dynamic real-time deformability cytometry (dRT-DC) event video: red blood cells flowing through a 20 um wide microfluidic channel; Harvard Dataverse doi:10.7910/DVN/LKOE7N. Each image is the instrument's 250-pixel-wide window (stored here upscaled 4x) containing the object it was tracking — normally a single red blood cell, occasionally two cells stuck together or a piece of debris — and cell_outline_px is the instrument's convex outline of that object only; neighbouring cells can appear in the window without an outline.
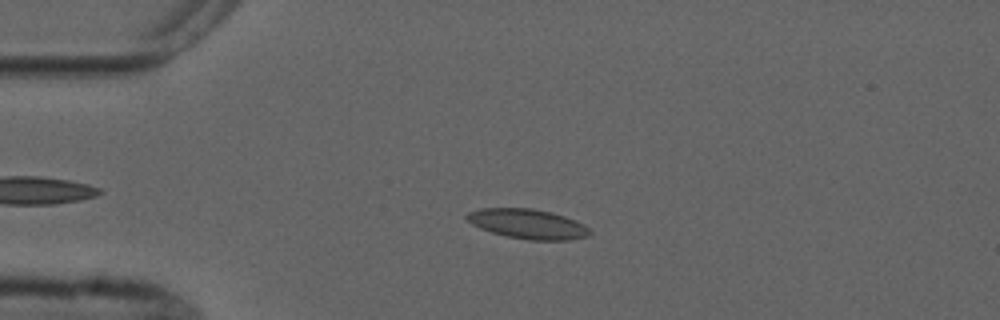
{"species": "common noctule bat (a hibernating species)", "species_latin": "Nyctalus noctula", "temperature_condition": "cold", "stored_images_in_passage": 3, "camera_frame_rate_fps": 3000, "um_per_image_px": 0.085, "animal": {"sex": "male", "forearm_length_mm": 52.5}, "frame": {"image": 1, "passage_image": 3, "time_ms": 2.333, "image_size_px": [1000, 320], "cell_outline_px": [[592, 232], [588, 236], [568, 240], [528, 240], [508, 236], [492, 232], [480, 228], [472, 224], [464, 216], [468, 212], [480, 208], [532, 208], [552, 212], [576, 220], [584, 224]], "centroid_in_image_um": [44.87, 19.02], "position_along_channel_um": 40.1, "area_um2": 21.33}}